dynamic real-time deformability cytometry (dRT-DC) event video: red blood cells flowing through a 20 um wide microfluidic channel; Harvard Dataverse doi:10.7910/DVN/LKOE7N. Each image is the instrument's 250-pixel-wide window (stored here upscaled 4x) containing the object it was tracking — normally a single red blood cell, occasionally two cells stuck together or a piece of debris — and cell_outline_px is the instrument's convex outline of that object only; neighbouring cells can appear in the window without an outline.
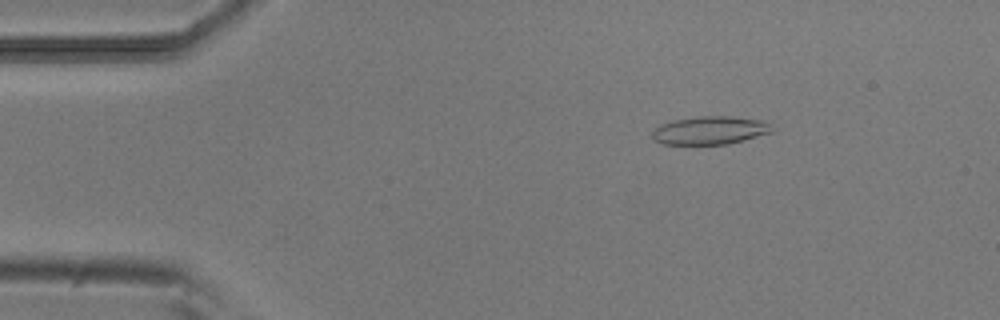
{"species": "common noctule bat (a hibernating species)", "species_latin": "Nyctalus noctula", "temperature_condition": "room temperature", "stored_images_in_passage": 53, "camera_frame_rate_fps": 3000, "um_per_image_px": 0.085, "animal": {"sex": "male", "body_mass_g": 20.5, "forearm_length_mm": 52.5}, "frame": {"image": 1, "passage_image": 8, "time_ms": 2.333, "image_size_px": [1000, 320], "cell_outline_px": [[776, 128], [772, 132], [744, 140], [728, 144], [660, 144], [652, 136], [652, 132], [660, 124], [672, 120], [696, 116], [732, 116], [760, 120]], "centroid_in_image_um": [60.35, 11.07], "position_along_channel_um": 24.7, "area_um2": 19.71}}
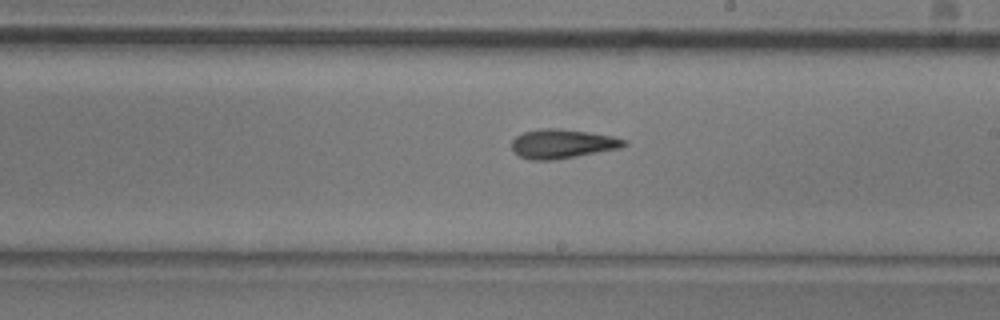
{"frame": {"image": 2, "passage_image": 30, "time_ms": 9.667, "image_size_px": [1000, 320], "cell_outline_px": [[628, 144], [620, 148], [576, 156], [552, 160], [528, 160], [520, 156], [512, 148], [512, 140], [516, 136], [524, 132], [544, 128], [556, 128], [588, 132], [612, 136], [628, 140]], "centroid_in_image_um": [47.81, 12.22], "position_along_channel_um": 241.2, "area_um2": 18.96}}
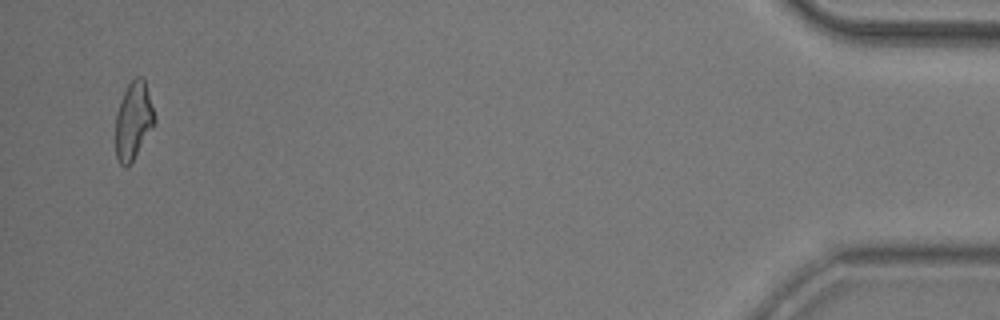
{"frame": {"image": 3, "passage_image": 51, "time_ms": 16.667, "image_size_px": [1000, 320], "cell_outline_px": [[156, 120], [152, 128], [132, 160], [128, 164], [120, 164], [116, 156], [116, 116], [120, 100], [128, 84], [136, 76], [140, 76], [144, 80]], "centroid_in_image_um": [11.33, 10.22], "position_along_channel_um": 423.9, "area_um2": 16.99}}